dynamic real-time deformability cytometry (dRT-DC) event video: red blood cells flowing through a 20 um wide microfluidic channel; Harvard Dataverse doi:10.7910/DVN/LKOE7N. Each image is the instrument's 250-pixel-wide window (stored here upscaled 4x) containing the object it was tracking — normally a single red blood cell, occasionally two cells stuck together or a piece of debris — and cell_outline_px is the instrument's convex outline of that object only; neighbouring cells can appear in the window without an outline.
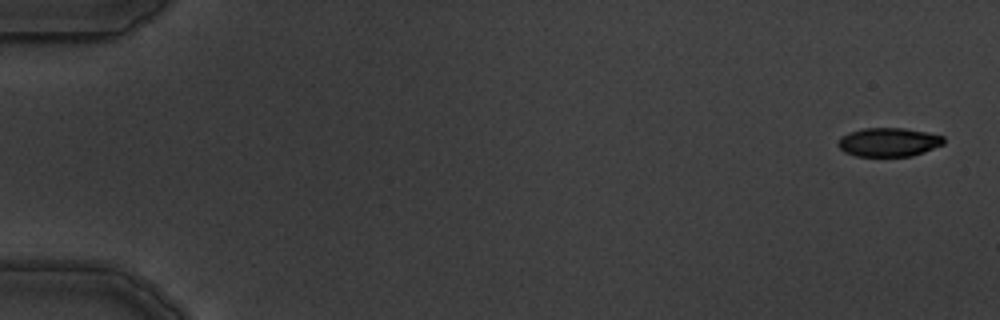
{"species": "common noctule bat (a hibernating species)", "species_latin": "Nyctalus noctula", "temperature_condition": "warm", "stored_images_in_passage": 5, "camera_frame_rate_fps": 3000, "um_per_image_px": 0.085, "animal": {"sex": "male", "body_mass_g": 19.5, "forearm_length_mm": 54.6}, "frame": {"image": 1, "passage_image": 1, "time_ms": 0.0, "image_size_px": [1000, 320], "cell_outline_px": [[944, 144], [924, 152], [912, 156], [856, 156], [844, 152], [836, 144], [840, 136], [848, 132], [864, 128], [904, 128], [944, 136]], "centroid_in_image_um": [75.5, 12.08], "position_along_channel_um": 9.5, "area_um2": 17.8}}
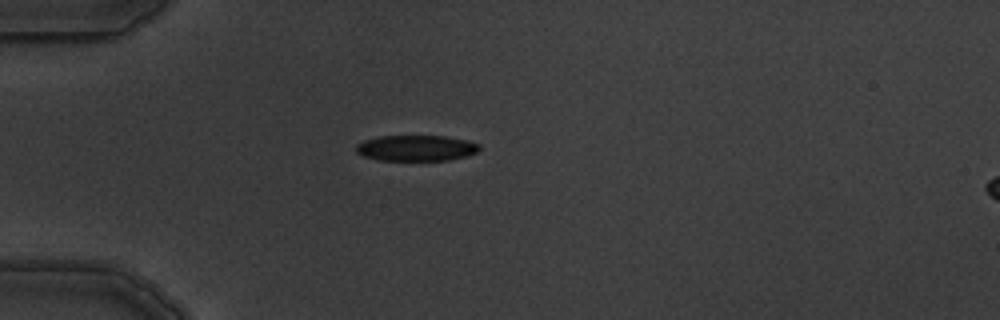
{"frame": {"image": 2, "passage_image": 4, "time_ms": 4.667, "image_size_px": [1000, 320], "cell_outline_px": [[480, 148], [476, 152], [468, 156], [448, 160], [376, 160], [364, 156], [356, 152], [356, 144], [364, 140], [380, 136], [444, 136], [464, 140], [480, 144]], "centroid_in_image_um": [35.36, 12.59], "position_along_channel_um": 49.6, "area_um2": 18.5}}